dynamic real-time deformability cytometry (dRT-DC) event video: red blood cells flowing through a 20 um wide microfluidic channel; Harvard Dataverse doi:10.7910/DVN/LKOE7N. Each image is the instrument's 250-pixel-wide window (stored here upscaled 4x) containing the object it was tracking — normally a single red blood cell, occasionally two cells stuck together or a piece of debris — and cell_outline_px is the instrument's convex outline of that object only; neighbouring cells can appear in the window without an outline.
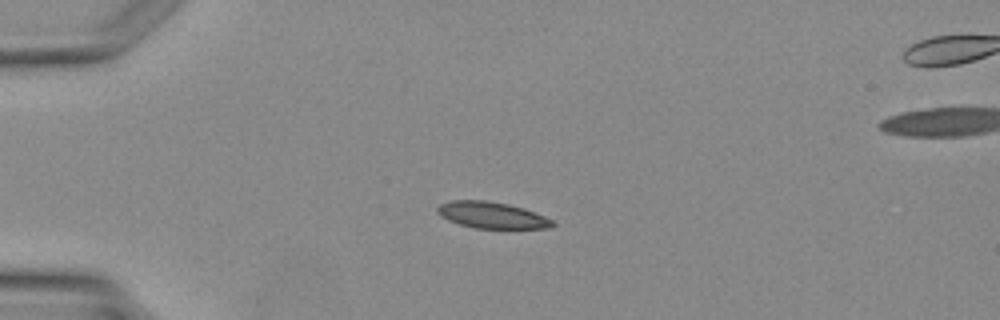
{"species": "Egyptian fruit bat (a non-hibernating species)", "species_latin": "Rousettus aegyptiacus", "temperature_condition": "warm", "stored_images_in_passage": 4, "camera_frame_rate_fps": 3000, "um_per_image_px": 0.085, "animal": {"sex": "female"}, "frame": {"image": 1, "passage_image": 3, "time_ms": 2.333, "image_size_px": [1000, 320], "cell_outline_px": [[556, 224], [552, 228], [476, 228], [460, 224], [448, 220], [440, 216], [436, 212], [436, 208], [440, 204], [452, 200], [484, 200], [508, 204], [524, 208], [544, 216], [552, 220]], "centroid_in_image_um": [41.79, 18.28], "position_along_channel_um": 43.2, "area_um2": 17.69}}